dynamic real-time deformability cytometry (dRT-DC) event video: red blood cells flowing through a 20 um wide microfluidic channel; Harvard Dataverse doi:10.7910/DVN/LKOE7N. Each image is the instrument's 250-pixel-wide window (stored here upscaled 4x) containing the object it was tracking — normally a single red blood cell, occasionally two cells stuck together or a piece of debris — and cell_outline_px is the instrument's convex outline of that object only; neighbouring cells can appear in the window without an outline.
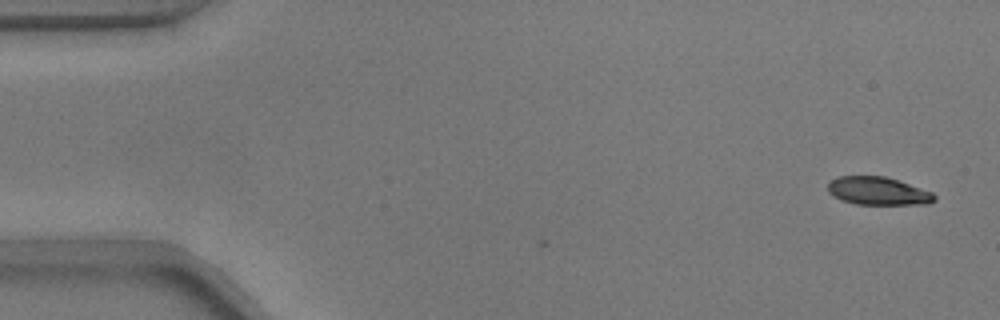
{"species": "common noctule bat (a hibernating species)", "species_latin": "Nyctalus noctula", "temperature_condition": "warm", "stored_images_in_passage": 6, "camera_frame_rate_fps": 3000, "um_per_image_px": 0.085, "animal": {"sex": "male", "body_mass_g": 17.9}, "frame": {"image": 1, "passage_image": 1, "time_ms": 0.0, "image_size_px": [1000, 320], "cell_outline_px": [[936, 200], [928, 204], [856, 204], [840, 200], [828, 192], [828, 184], [836, 176], [884, 176], [932, 192], [936, 196]], "centroid_in_image_um": [74.61, 16.24], "position_along_channel_um": 10.4, "area_um2": 17.28}}